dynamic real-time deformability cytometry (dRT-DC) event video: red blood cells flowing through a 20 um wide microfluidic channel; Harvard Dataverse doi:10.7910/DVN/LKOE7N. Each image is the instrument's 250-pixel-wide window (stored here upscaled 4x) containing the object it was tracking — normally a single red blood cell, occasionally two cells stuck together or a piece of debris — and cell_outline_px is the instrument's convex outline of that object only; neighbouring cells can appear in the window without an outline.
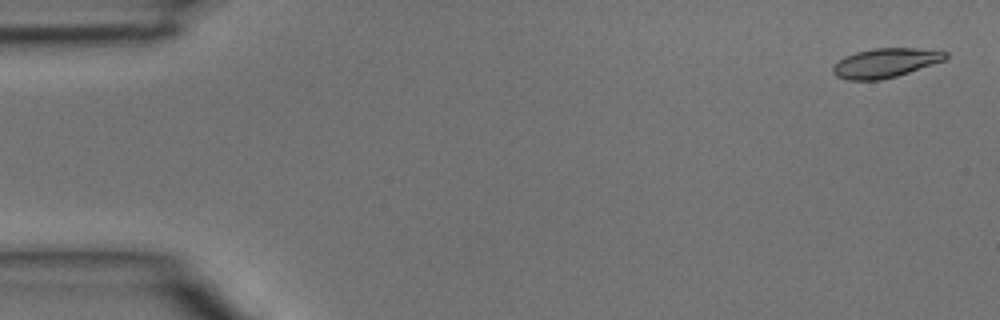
{"species": "common noctule bat (a hibernating species)", "species_latin": "Nyctalus noctula", "temperature_condition": "room temperature", "stored_images_in_passage": 4, "camera_frame_rate_fps": 3000, "um_per_image_px": 0.085, "animal": {"sex": "male", "body_mass_g": 15.6}, "frame": {"image": 1, "passage_image": 1, "time_ms": 0.0, "image_size_px": [1000, 320], "cell_outline_px": [[948, 56], [944, 60], [896, 76], [880, 80], [848, 80], [836, 76], [832, 72], [832, 68], [844, 56], [856, 52], [872, 48], [916, 48], [948, 52]], "centroid_in_image_um": [75.23, 5.34], "position_along_channel_um": 9.8, "area_um2": 19.02}}